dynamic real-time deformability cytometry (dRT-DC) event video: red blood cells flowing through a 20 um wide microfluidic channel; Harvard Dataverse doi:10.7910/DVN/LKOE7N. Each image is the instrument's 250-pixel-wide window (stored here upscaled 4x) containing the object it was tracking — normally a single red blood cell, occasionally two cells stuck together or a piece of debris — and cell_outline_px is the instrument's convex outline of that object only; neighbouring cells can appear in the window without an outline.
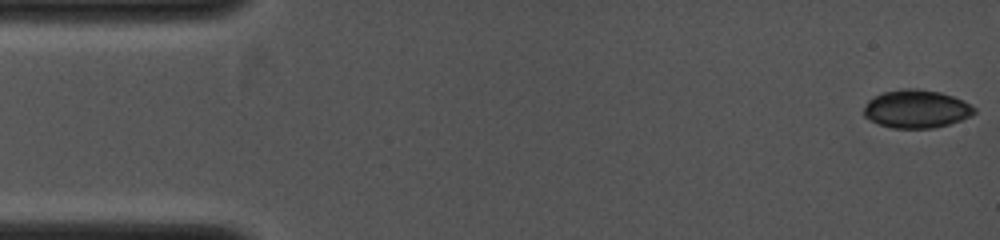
{"species": "common noctule bat (a hibernating species)", "species_latin": "Nyctalus noctula", "temperature_condition": "cold", "stored_images_in_passage": 15, "camera_frame_rate_fps": 4000, "um_per_image_px": 0.085, "animal": {"sex": "female", "body_mass_g": 19.0, "forearm_length_mm": 53.3}, "frame": {"image": 1, "passage_image": 1, "time_ms": 0.0, "image_size_px": [1000, 240], "cell_outline_px": [[976, 112], [972, 116], [936, 128], [892, 128], [880, 124], [864, 116], [864, 108], [868, 100], [884, 92], [900, 88], [916, 88], [940, 92], [952, 96], [976, 108]], "centroid_in_image_um": [77.9, 9.26], "position_along_channel_um": 7.1, "area_um2": 24.39}}
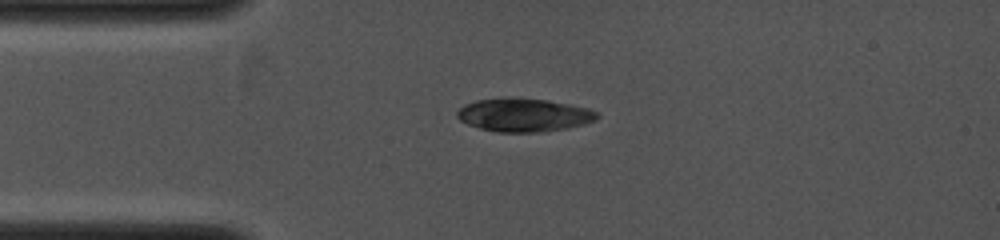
{"frame": {"image": 2, "passage_image": 13, "time_ms": 2.75, "image_size_px": [1000, 240], "cell_outline_px": [[600, 116], [596, 120], [584, 124], [568, 128], [540, 132], [500, 132], [480, 128], [468, 124], [460, 120], [456, 116], [456, 112], [464, 104], [476, 100], [508, 96], [544, 100], [568, 104], [588, 108], [596, 112]], "centroid_in_image_um": [44.51, 9.76], "position_along_channel_um": 40.5, "area_um2": 27.28}}